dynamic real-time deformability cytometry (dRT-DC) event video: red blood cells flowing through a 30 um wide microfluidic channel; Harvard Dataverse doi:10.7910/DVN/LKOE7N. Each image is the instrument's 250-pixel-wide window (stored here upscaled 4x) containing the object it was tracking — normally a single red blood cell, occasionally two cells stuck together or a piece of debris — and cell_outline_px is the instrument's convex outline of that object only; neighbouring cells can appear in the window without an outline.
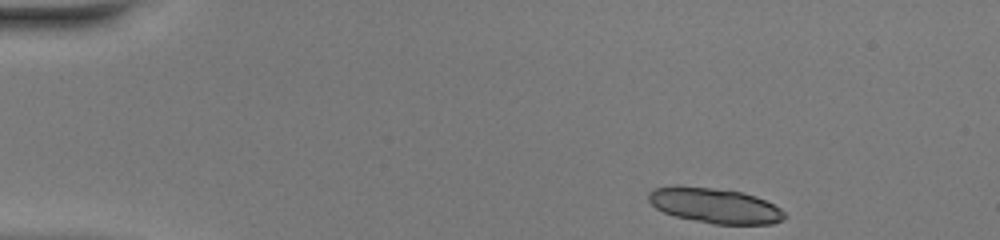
{"species": "common noctule bat (a hibernating species)", "species_latin": "Nyctalus noctula", "temperature_condition": "warm", "stored_images_in_passage": 44, "camera_frame_rate_fps": 3000, "um_per_image_px": 0.085, "animal": {"sex": "female", "body_mass_g": 20.0, "forearm_length_mm": 54.0}, "frame": {"image": 1, "passage_image": 1, "time_ms": 0.0, "image_size_px": [1000, 240], "cell_outline_px": [[788, 216], [784, 220], [772, 224], [716, 224], [676, 216], [664, 212], [656, 208], [648, 200], [648, 192], [652, 188], [676, 184], [712, 188], [740, 192], [756, 196], [780, 208]], "centroid_in_image_um": [60.74, 17.46], "position_along_channel_um": 24.3, "area_um2": 27.98}, "authors_computed_cell_mechanics": {"area_um2": 18.5538, "velocity_mm_per_s": 4.1322, "shape_relaxation_time_tau1_ms": 2.0266, "shape_relaxation_time_tau2_ms": 0.9721, "deformation_change_tau1": 0.1249, "deformation_change_tau2": 0.0333}}